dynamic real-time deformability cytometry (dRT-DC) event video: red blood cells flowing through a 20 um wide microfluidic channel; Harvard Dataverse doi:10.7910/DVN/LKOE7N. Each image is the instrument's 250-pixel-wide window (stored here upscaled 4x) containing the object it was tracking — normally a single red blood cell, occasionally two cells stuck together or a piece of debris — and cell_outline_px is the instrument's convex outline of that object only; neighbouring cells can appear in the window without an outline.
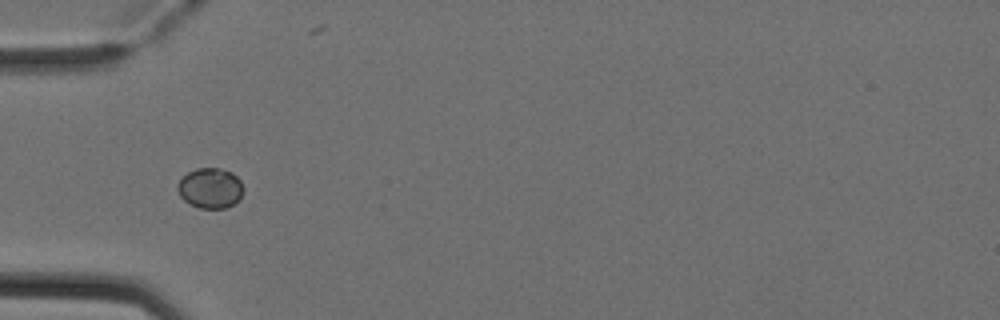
{"species": "Egyptian fruit bat (a non-hibernating species)", "species_latin": "Rousettus aegyptiacus", "temperature_condition": "cold", "stored_images_in_passage": 6, "camera_frame_rate_fps": 3000, "um_per_image_px": 0.085, "animal": {"sex": "female"}, "frame": {"image": 1, "passage_image": 5, "time_ms": 1.333, "image_size_px": [1000, 320], "cell_outline_px": [[244, 192], [240, 200], [224, 208], [200, 208], [184, 200], [180, 196], [176, 188], [176, 184], [188, 172], [196, 168], [216, 168], [232, 172], [240, 180], [244, 188]], "centroid_in_image_um": [17.89, 15.99], "position_along_channel_um": 67.1, "area_um2": 15.49}}
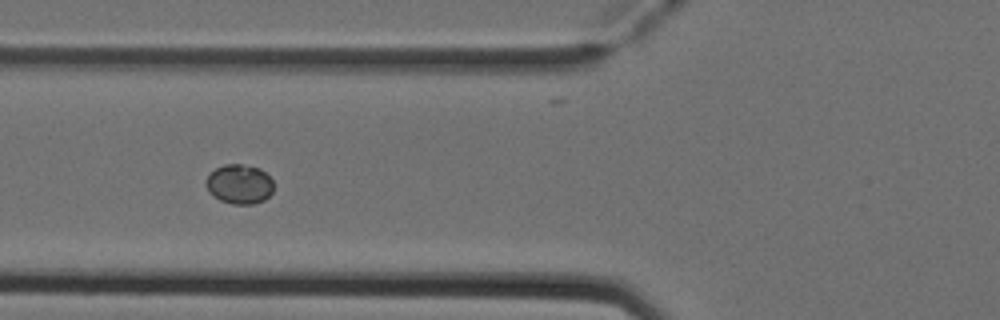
{"frame": {"image": 2, "passage_image": 6, "time_ms": 1.667, "image_size_px": [1000, 320], "cell_outline_px": [[272, 192], [264, 200], [252, 204], [232, 204], [220, 200], [212, 196], [208, 192], [204, 184], [204, 180], [216, 168], [224, 164], [240, 164], [260, 168], [272, 180]], "centroid_in_image_um": [20.3, 15.66], "position_along_channel_um": 105.5, "area_um2": 15.61}}